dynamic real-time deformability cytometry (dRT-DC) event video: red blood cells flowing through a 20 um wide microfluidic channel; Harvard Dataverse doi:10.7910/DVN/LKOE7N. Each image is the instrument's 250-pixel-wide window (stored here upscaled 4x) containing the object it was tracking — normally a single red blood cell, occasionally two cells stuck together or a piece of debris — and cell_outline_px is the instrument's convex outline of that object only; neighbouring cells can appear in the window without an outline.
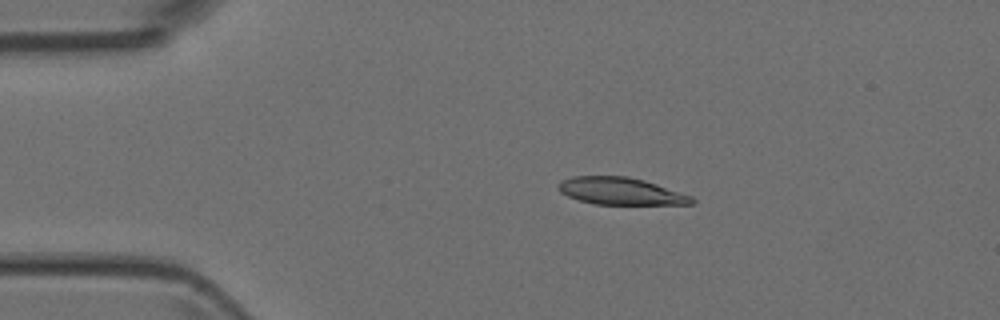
{"species": "Egyptian fruit bat (a non-hibernating species)", "species_latin": "Rousettus aegyptiacus", "temperature_condition": "room temperature", "stored_images_in_passage": 51, "camera_frame_rate_fps": 3000, "um_per_image_px": 0.085, "animal": {"sex": "female"}, "frame": {"image": 1, "passage_image": 10, "time_ms": 3.0, "image_size_px": [1000, 320], "cell_outline_px": [[696, 200], [692, 204], [592, 204], [568, 196], [560, 192], [560, 180], [572, 176], [628, 176], [644, 180], [692, 196]], "centroid_in_image_um": [52.76, 16.24], "position_along_channel_um": 32.2, "area_um2": 20.98}}
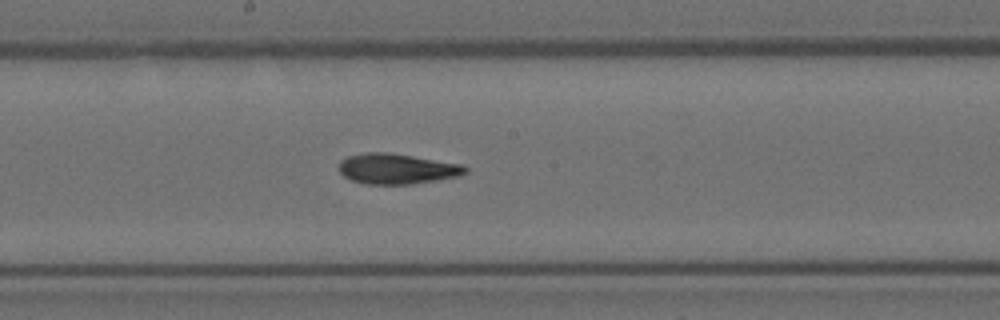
{"frame": {"image": 2, "passage_image": 27, "time_ms": 8.667, "image_size_px": [1000, 320], "cell_outline_px": [[468, 172], [460, 176], [412, 184], [368, 184], [352, 180], [344, 176], [340, 172], [340, 160], [348, 156], [364, 152], [388, 152], [460, 164], [468, 168]], "centroid_in_image_um": [33.74, 14.34], "position_along_channel_um": 214.5, "area_um2": 22.25}}
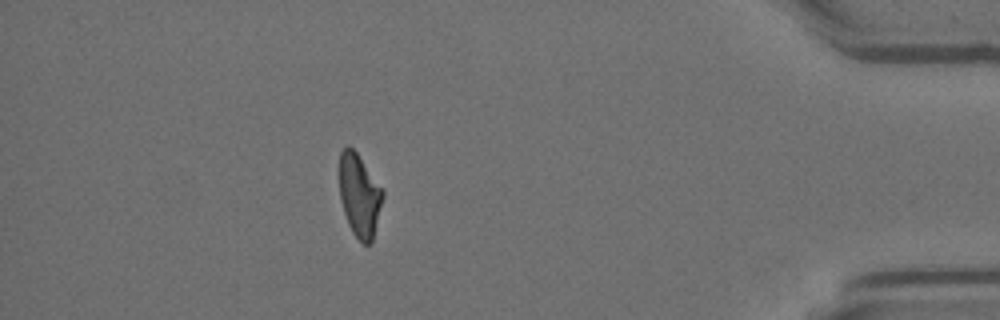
{"frame": {"image": 3, "passage_image": 45, "time_ms": 14.667, "image_size_px": [1000, 320], "cell_outline_px": [[384, 196], [372, 240], [368, 244], [364, 244], [352, 232], [348, 224], [340, 200], [340, 152], [348, 144], [356, 152], [384, 188]], "centroid_in_image_um": [30.57, 16.58], "position_along_channel_um": 404.6, "area_um2": 20.92}}